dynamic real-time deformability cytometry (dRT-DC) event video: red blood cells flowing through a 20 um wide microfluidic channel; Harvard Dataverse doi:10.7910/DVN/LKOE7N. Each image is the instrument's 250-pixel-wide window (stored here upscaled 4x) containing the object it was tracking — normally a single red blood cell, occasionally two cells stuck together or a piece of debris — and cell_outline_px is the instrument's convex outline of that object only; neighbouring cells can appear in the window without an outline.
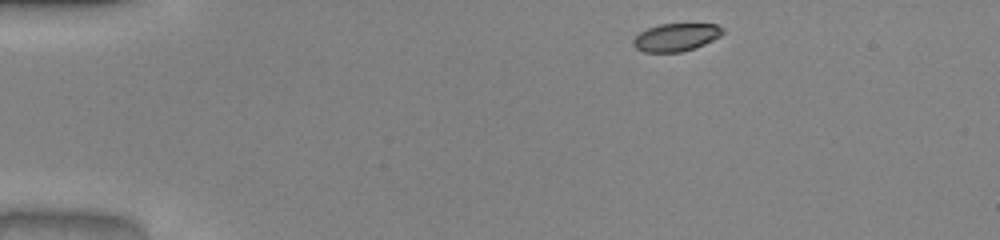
{"species": "common noctule bat (a hibernating species)", "species_latin": "Nyctalus noctula", "temperature_condition": "warm", "stored_images_in_passage": 43, "camera_frame_rate_fps": 3000, "um_per_image_px": 0.085, "animal": {"sex": "male", "body_mass_g": 20.0, "forearm_length_mm": 53.3}, "frame": {"image": 1, "passage_image": 1, "time_ms": 0.0, "image_size_px": [1000, 240], "cell_outline_px": [[724, 32], [720, 36], [696, 48], [680, 52], [644, 52], [636, 48], [632, 44], [632, 40], [640, 32], [648, 28], [660, 24], [716, 24], [724, 28]], "centroid_in_image_um": [57.46, 3.17], "position_along_channel_um": 27.5, "area_um2": 14.51}}
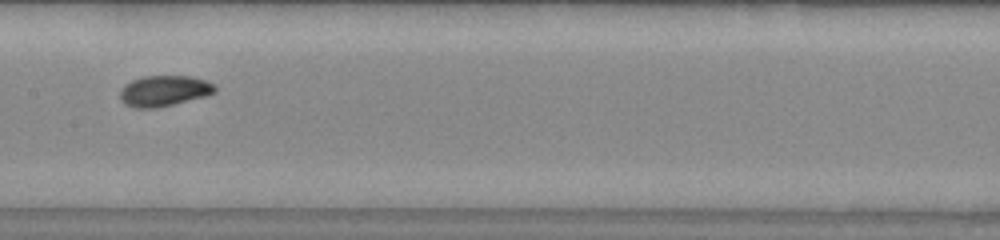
{"frame": {"image": 2, "passage_image": 19, "time_ms": 6.0, "image_size_px": [1000, 240], "cell_outline_px": [[216, 92], [208, 96], [156, 108], [136, 108], [124, 104], [120, 100], [120, 88], [124, 84], [132, 80], [144, 76], [192, 76], [216, 84]], "centroid_in_image_um": [13.95, 7.72], "position_along_channel_um": 193.4, "area_um2": 17.28}}
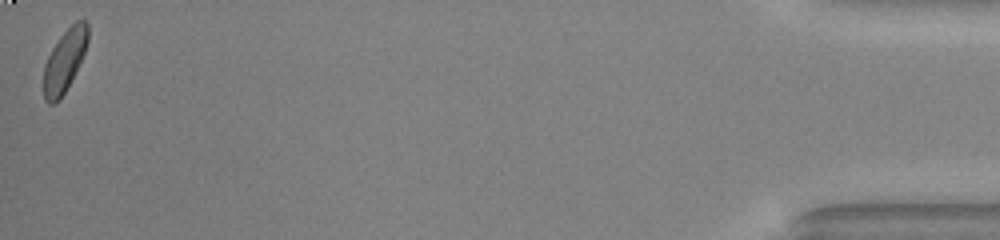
{"frame": {"image": 3, "passage_image": 43, "time_ms": 14.0, "image_size_px": [1000, 240], "cell_outline_px": [[88, 40], [84, 52], [60, 100], [52, 104], [48, 104], [44, 100], [44, 64], [52, 48], [60, 36], [76, 20], [84, 20], [88, 24]], "centroid_in_image_um": [5.47, 5.14], "position_along_channel_um": 429.7, "area_um2": 15.66}, "authors_computed_cell_mechanics": {"area_um2": 16.4152, "velocity_mm_per_s": 4.0809, "shape_relaxation_time_tau1_ms": 4.9479, "shape_relaxation_time_tau2_ms": 2.0235, "deformation_change_tau1": 0.1495, "deformation_change_tau2": 0.0591}}